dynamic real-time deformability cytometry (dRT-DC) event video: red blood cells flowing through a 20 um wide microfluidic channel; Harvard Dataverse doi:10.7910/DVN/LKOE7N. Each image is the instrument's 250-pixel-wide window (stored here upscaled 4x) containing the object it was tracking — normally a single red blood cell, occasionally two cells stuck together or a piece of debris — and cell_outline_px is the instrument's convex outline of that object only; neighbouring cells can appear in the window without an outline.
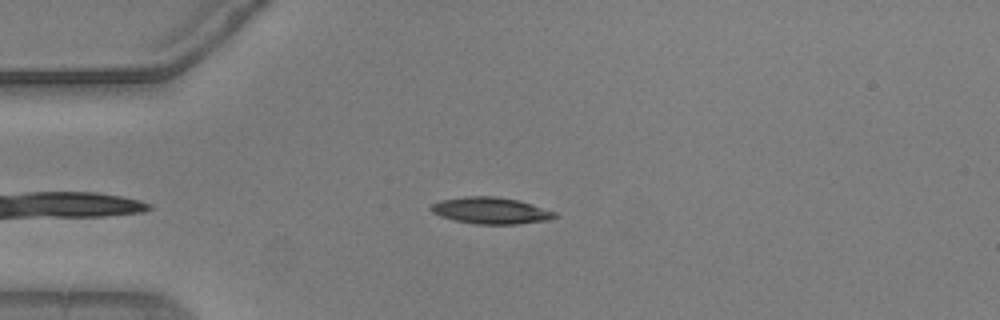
{"species": "common noctule bat (a hibernating species)", "species_latin": "Nyctalus noctula", "temperature_condition": "warm", "stored_images_in_passage": 40, "camera_frame_rate_fps": 3000, "um_per_image_px": 0.085, "animal": {"sex": "male", "body_mass_g": 20.5, "forearm_length_mm": 52.5}, "frame": {"image": 1, "passage_image": 3, "time_ms": 0.667, "image_size_px": [1000, 320], "cell_outline_px": [[560, 216], [548, 220], [516, 224], [476, 224], [452, 220], [440, 216], [432, 212], [428, 208], [432, 204], [440, 200], [464, 196], [496, 196], [516, 200], [532, 204], [556, 212]], "centroid_in_image_um": [41.7, 17.9], "position_along_channel_um": 43.3, "area_um2": 19.31}}
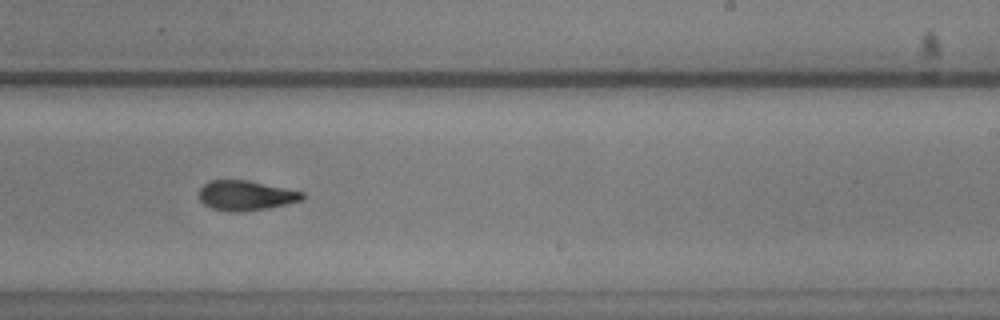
{"frame": {"image": 2, "passage_image": 23, "time_ms": 7.333, "image_size_px": [1000, 320], "cell_outline_px": [[304, 196], [300, 200], [284, 204], [244, 212], [232, 212], [212, 208], [204, 204], [200, 200], [200, 188], [208, 180], [248, 180], [304, 192]], "centroid_in_image_um": [20.85, 16.61], "position_along_channel_um": 268.1, "area_um2": 17.74}}
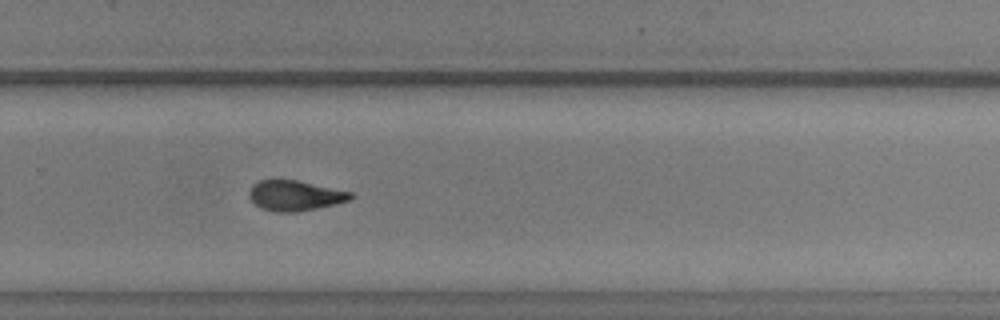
{"frame": {"image": 3, "passage_image": 26, "time_ms": 8.333, "image_size_px": [1000, 320], "cell_outline_px": [[356, 196], [348, 200], [336, 204], [300, 212], [276, 212], [260, 208], [248, 196], [248, 192], [252, 184], [260, 180], [296, 180], [352, 192]], "centroid_in_image_um": [25.07, 16.63], "position_along_channel_um": 304.7, "area_um2": 17.98}, "authors_computed_cell_mechanics": {"area_um2": 18.7561, "velocity_mm_per_s": 3.6845, "shape_relaxation_time_tau1_ms": 3.9691, "shape_relaxation_time_tau2_ms": 1.8766, "deformation_change_tau1": 0.1634, "deformation_change_tau2": 0.0826}}